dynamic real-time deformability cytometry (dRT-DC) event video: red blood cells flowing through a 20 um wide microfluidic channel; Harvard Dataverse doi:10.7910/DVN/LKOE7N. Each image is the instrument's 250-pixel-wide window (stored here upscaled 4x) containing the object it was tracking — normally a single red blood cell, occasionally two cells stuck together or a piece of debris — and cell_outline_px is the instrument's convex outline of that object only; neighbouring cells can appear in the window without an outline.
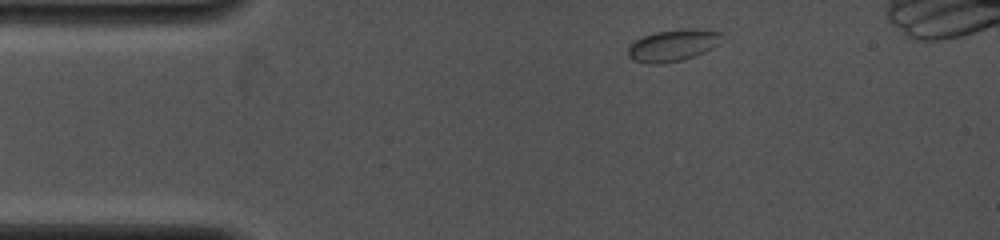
{"species": "common noctule bat (a hibernating species)", "species_latin": "Nyctalus noctula", "temperature_condition": "cold", "stored_images_in_passage": 12, "camera_frame_rate_fps": 4000, "um_per_image_px": 0.085, "animal": {"sex": "female", "body_mass_g": 19.0, "forearm_length_mm": 53.3}, "frame": {"image": 1, "passage_image": 1, "time_ms": 0.0, "image_size_px": [1000, 240], "cell_outline_px": [[724, 36], [720, 44], [704, 52], [680, 60], [660, 64], [652, 64], [636, 60], [628, 56], [628, 48], [636, 40], [644, 36], [656, 32], [688, 28], [696, 28], [724, 32]], "centroid_in_image_um": [57.28, 3.83], "position_along_channel_um": 27.7, "area_um2": 17.28}}
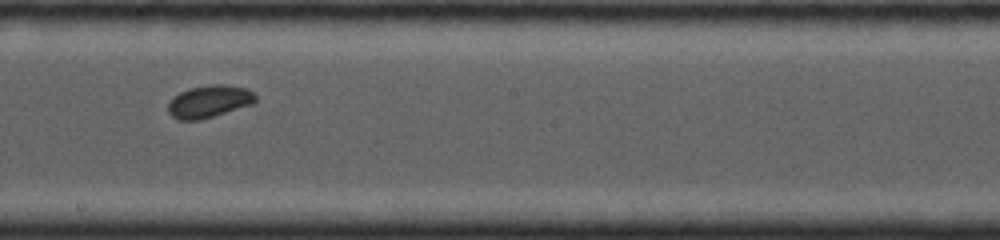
{"frame": {"image": 2, "passage_image": 7, "time_ms": 6.0, "image_size_px": [1000, 240], "cell_outline_px": [[256, 100], [252, 104], [200, 120], [180, 120], [172, 116], [168, 112], [168, 104], [180, 92], [188, 88], [216, 84], [224, 84], [248, 88], [256, 96]], "centroid_in_image_um": [17.79, 8.62], "position_along_channel_um": 230.4, "area_um2": 16.3}}
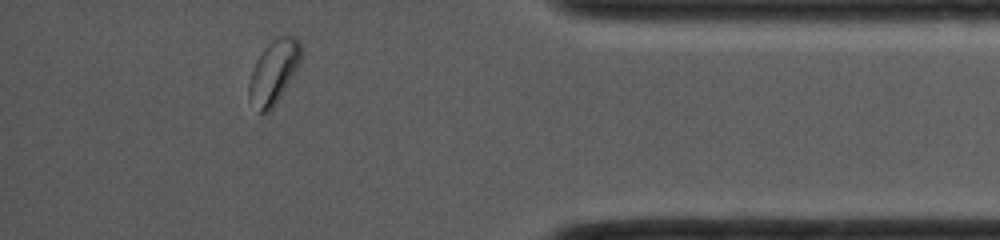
{"frame": {"image": 3, "passage_image": 12, "time_ms": 10.75, "image_size_px": [1000, 240], "cell_outline_px": [[304, 52], [300, 64], [280, 96], [272, 108], [268, 112], [260, 116], [248, 96], [248, 84], [252, 68], [256, 60], [264, 48], [272, 40], [280, 36], [296, 36], [300, 40], [304, 48]], "centroid_in_image_um": [23.29, 6.09], "position_along_channel_um": 411.9, "area_um2": 19.65}}